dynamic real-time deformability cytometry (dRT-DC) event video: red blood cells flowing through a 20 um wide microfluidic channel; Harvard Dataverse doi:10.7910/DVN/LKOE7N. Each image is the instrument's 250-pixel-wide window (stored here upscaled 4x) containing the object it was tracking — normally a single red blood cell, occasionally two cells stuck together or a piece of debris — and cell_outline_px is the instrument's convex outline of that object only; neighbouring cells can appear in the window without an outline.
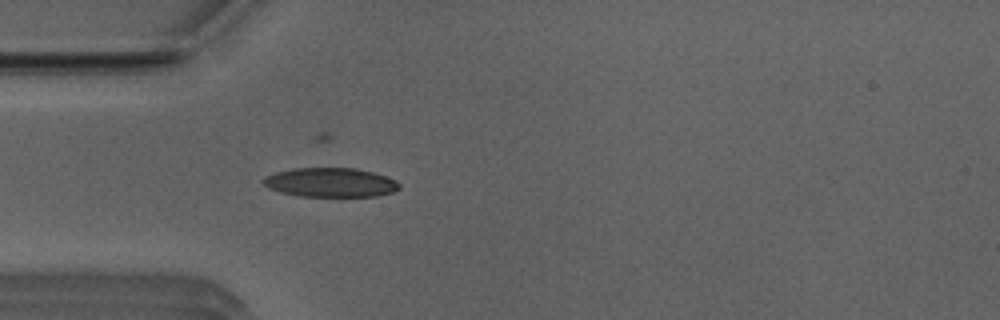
{"species": "Egyptian fruit bat (a non-hibernating species)", "species_latin": "Rousettus aegyptiacus", "temperature_condition": "room temperature", "stored_images_in_passage": 43, "camera_frame_rate_fps": 3000, "um_per_image_px": 0.085, "animal": {"sex": "male"}, "frame": {"image": 1, "passage_image": 9, "time_ms": 2.667, "image_size_px": [1000, 320], "cell_outline_px": [[400, 188], [392, 192], [376, 196], [300, 196], [280, 192], [268, 188], [260, 180], [264, 176], [276, 172], [296, 168], [356, 168], [372, 172], [396, 180], [400, 184]], "centroid_in_image_um": [28.06, 15.51], "position_along_channel_um": 56.9, "area_um2": 23.12}}
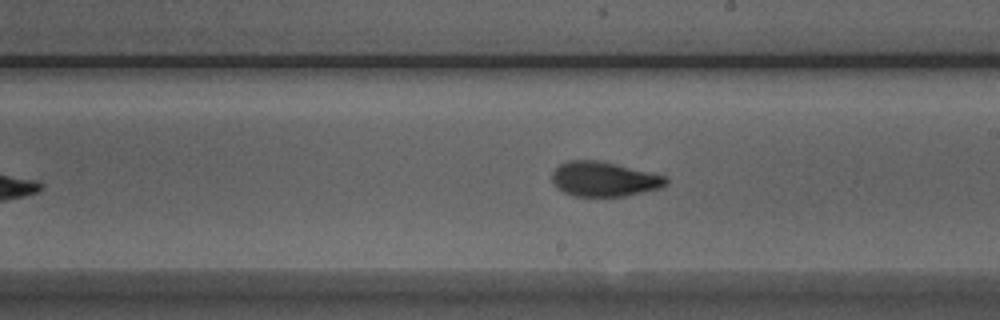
{"frame": {"image": 2, "passage_image": 23, "time_ms": 7.333, "image_size_px": [1000, 320], "cell_outline_px": [[668, 184], [660, 188], [624, 196], [572, 196], [556, 188], [552, 180], [552, 172], [560, 164], [568, 160], [596, 160], [616, 164], [664, 176], [668, 180]], "centroid_in_image_um": [51.3, 15.23], "position_along_channel_um": 237.7, "area_um2": 22.89}}
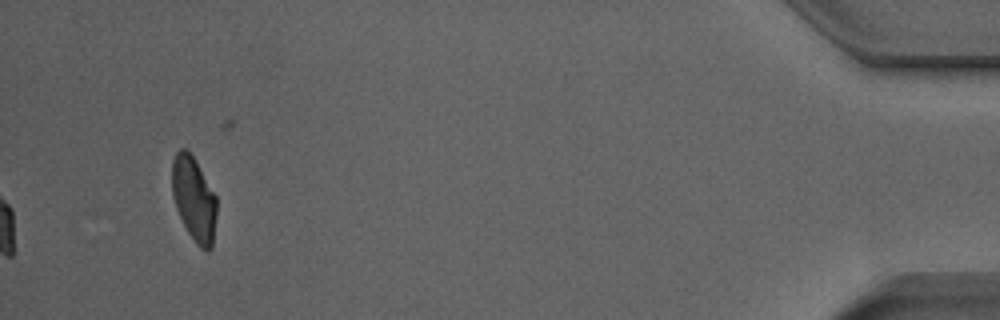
{"frame": {"image": 3, "passage_image": 43, "time_ms": 14.0, "image_size_px": [1000, 320], "cell_outline_px": [[216, 216], [212, 248], [208, 252], [200, 248], [196, 244], [188, 232], [176, 208], [172, 196], [172, 160], [176, 152], [180, 148], [184, 148], [192, 156], [216, 196]], "centroid_in_image_um": [16.48, 16.94], "position_along_channel_um": 418.7, "area_um2": 21.73}}